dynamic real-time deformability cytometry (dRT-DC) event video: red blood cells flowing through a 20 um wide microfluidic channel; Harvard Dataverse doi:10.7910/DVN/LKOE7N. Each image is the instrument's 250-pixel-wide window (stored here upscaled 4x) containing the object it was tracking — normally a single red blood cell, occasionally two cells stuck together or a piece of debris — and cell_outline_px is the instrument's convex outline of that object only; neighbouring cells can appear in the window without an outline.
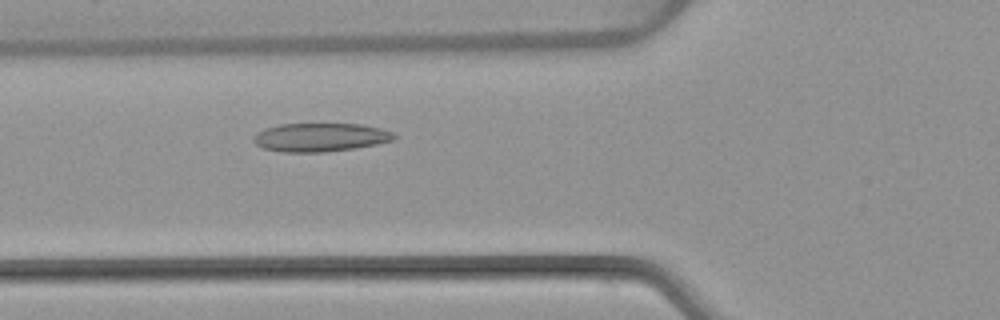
{"species": "common noctule bat (a hibernating species)", "species_latin": "Nyctalus noctula", "temperature_condition": "warm", "stored_images_in_passage": 32, "camera_frame_rate_fps": 3000, "um_per_image_px": 0.085, "animal": {"sex": "female", "body_mass_g": 22.7, "forearm_length_mm": 54.2}, "frame": {"image": 1, "passage_image": 15, "time_ms": 4.667, "image_size_px": [1000, 320], "cell_outline_px": [[396, 136], [392, 140], [376, 144], [356, 148], [324, 152], [284, 152], [264, 148], [256, 144], [252, 140], [252, 136], [256, 132], [264, 128], [280, 124], [360, 124], [380, 128], [392, 132]], "centroid_in_image_um": [27.18, 11.67], "position_along_channel_um": 98.6, "area_um2": 23.35}}
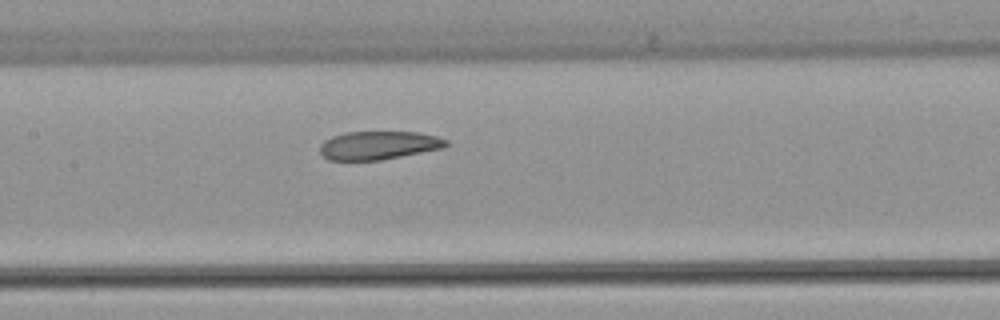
{"frame": {"image": 2, "passage_image": 21, "time_ms": 6.667, "image_size_px": [1000, 320], "cell_outline_px": [[448, 144], [444, 148], [380, 160], [328, 160], [320, 152], [320, 144], [324, 140], [332, 136], [344, 132], [420, 132], [436, 136], [448, 140]], "centroid_in_image_um": [32.18, 12.34], "position_along_channel_um": 175.2, "area_um2": 20.92}}
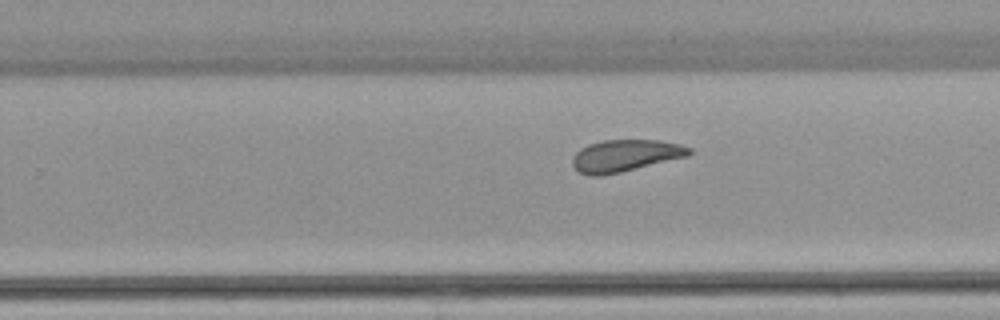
{"frame": {"image": 3, "passage_image": 29, "time_ms": 9.333, "image_size_px": [1000, 320], "cell_outline_px": [[692, 152], [688, 156], [620, 172], [600, 176], [588, 176], [580, 172], [572, 164], [572, 160], [576, 152], [580, 148], [588, 144], [604, 140], [660, 140], [680, 144], [692, 148]], "centroid_in_image_um": [53.15, 13.22], "position_along_channel_um": 276.7, "area_um2": 21.68}}